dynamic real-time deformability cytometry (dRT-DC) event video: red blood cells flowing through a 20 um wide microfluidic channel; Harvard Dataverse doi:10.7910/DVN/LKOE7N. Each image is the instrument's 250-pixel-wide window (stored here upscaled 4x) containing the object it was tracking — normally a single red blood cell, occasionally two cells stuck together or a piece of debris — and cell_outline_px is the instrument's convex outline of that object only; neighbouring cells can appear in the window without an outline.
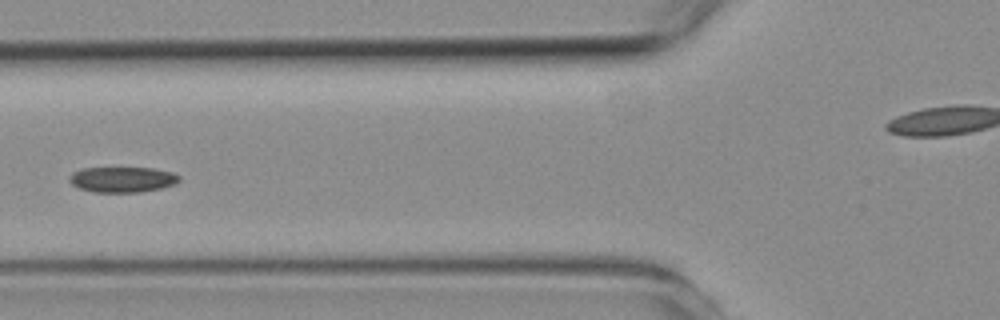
{"species": "common noctule bat (a hibernating species)", "species_latin": "Nyctalus noctula", "temperature_condition": "room temperature", "stored_images_in_passage": 5, "camera_frame_rate_fps": 3000, "um_per_image_px": 0.085, "animal": {"sex": "female", "body_mass_g": 19.3, "forearm_length_mm": 54.1}, "frame": {"image": 1, "passage_image": 5, "time_ms": 5.667, "image_size_px": [1000, 320], "cell_outline_px": [[180, 180], [176, 184], [160, 188], [140, 192], [92, 192], [80, 188], [72, 184], [68, 180], [68, 176], [72, 172], [80, 168], [156, 168], [172, 172], [180, 176]], "centroid_in_image_um": [10.39, 15.25], "position_along_channel_um": 115.4, "area_um2": 16.47}}